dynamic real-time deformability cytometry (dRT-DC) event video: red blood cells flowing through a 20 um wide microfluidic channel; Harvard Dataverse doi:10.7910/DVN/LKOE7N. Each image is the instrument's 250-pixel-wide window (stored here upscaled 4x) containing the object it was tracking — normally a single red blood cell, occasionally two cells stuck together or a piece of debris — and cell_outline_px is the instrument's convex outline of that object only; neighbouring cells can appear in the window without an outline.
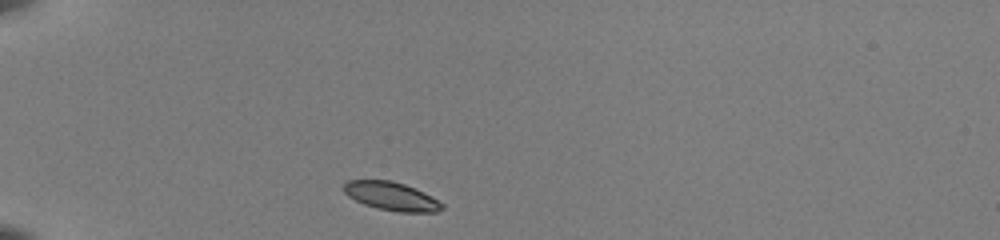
{"species": "common noctule bat (a hibernating species)", "species_latin": "Nyctalus noctula", "temperature_condition": "room temperature", "stored_images_in_passage": 38, "camera_frame_rate_fps": 3000, "um_per_image_px": 0.085, "animal": {"sex": "female", "body_mass_g": 22.0, "forearm_length_mm": 56.7}, "frame": {"image": 1, "passage_image": 1, "time_ms": 0.0, "image_size_px": [1000, 240], "cell_outline_px": [[444, 208], [436, 212], [400, 212], [376, 208], [364, 204], [348, 196], [344, 192], [344, 184], [348, 180], [392, 180], [404, 184], [432, 196], [444, 204]], "centroid_in_image_um": [33.28, 16.68], "position_along_channel_um": 51.7, "area_um2": 16.24}}
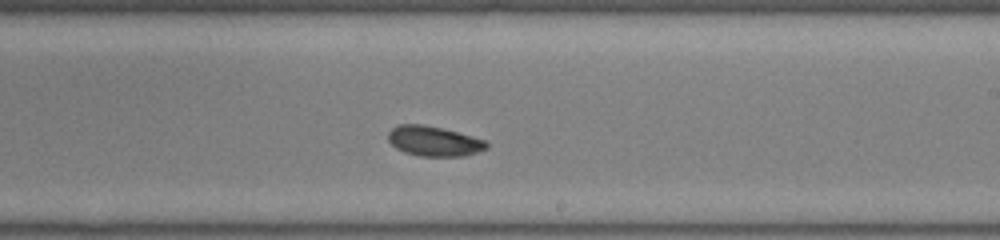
{"frame": {"image": 2, "passage_image": 19, "time_ms": 6.0, "image_size_px": [1000, 240], "cell_outline_px": [[488, 148], [464, 156], [420, 156], [404, 152], [396, 148], [388, 140], [388, 132], [392, 128], [400, 124], [420, 124], [440, 128], [472, 136], [484, 140], [488, 144]], "centroid_in_image_um": [36.86, 12.0], "position_along_channel_um": 252.1, "area_um2": 16.99}}
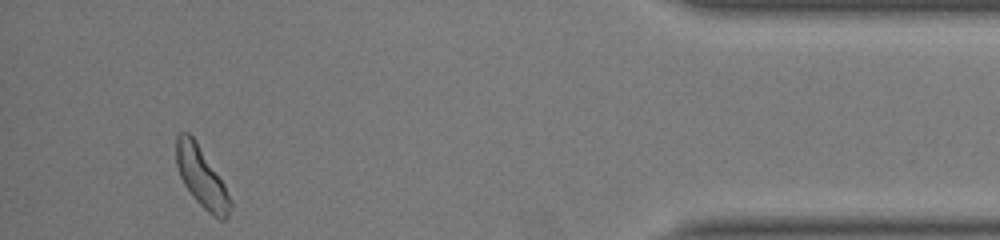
{"frame": {"image": 3, "passage_image": 35, "time_ms": 11.333, "image_size_px": [1000, 240], "cell_outline_px": [[232, 208], [228, 216], [224, 220], [220, 220], [208, 212], [196, 200], [184, 184], [180, 176], [176, 164], [176, 136], [180, 132], [188, 132], [196, 140], [224, 184], [232, 200]], "centroid_in_image_um": [17.14, 15.06], "position_along_channel_um": 418.1, "area_um2": 18.9}, "authors_computed_cell_mechanics": {"area_um2": 17.5712, "velocity_mm_per_s": 3.9223, "shape_relaxation_time_tau1_ms": 1.6903, "shape_relaxation_time_tau2_ms": null, "deformation_change_tau1": 0.0909, "deformation_change_tau2": null}}